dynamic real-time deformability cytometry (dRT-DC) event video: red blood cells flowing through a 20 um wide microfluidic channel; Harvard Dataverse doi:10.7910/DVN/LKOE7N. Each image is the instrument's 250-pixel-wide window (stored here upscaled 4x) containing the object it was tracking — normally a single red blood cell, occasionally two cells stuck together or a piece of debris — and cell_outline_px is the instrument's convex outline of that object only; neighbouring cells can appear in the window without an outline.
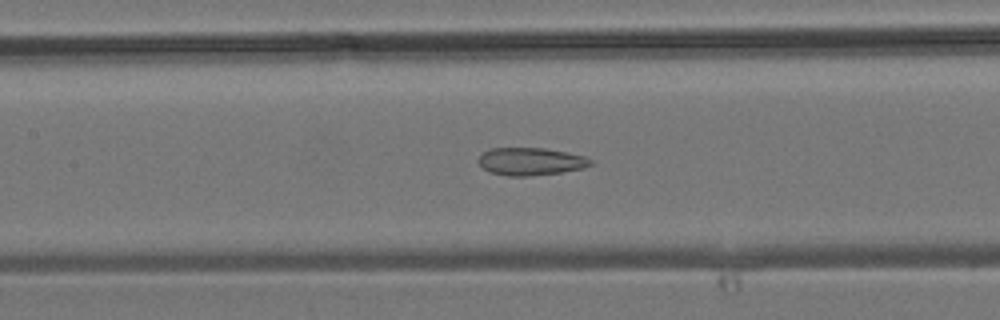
{"species": "common noctule bat (a hibernating species)", "species_latin": "Nyctalus noctula", "temperature_condition": "room temperature", "stored_images_in_passage": 34, "camera_frame_rate_fps": 3000, "um_per_image_px": 0.085, "animal": {"sex": "male", "body_mass_g": 19.2, "forearm_length_mm": 51.8}, "frame": {"image": 1, "passage_image": 9, "time_ms": 2.667, "image_size_px": [1000, 320], "cell_outline_px": [[596, 164], [584, 168], [560, 172], [528, 176], [508, 176], [492, 172], [484, 168], [476, 160], [484, 152], [492, 148], [544, 148], [568, 152], [584, 156], [592, 160]], "centroid_in_image_um": [45.16, 13.72], "position_along_channel_um": 162.2, "area_um2": 18.03}}
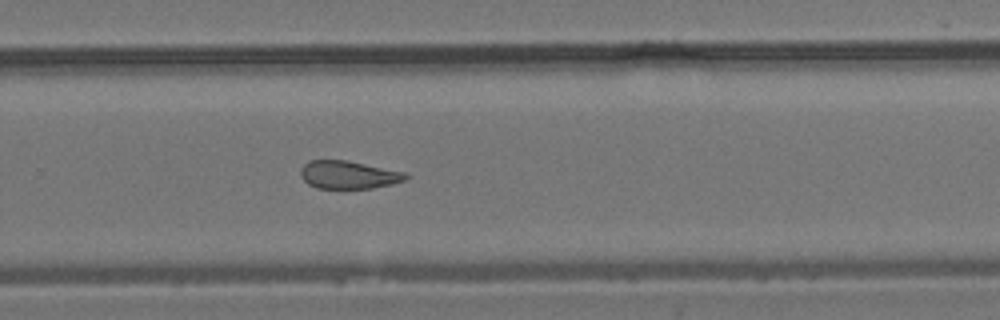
{"frame": {"image": 2, "passage_image": 18, "time_ms": 5.667, "image_size_px": [1000, 320], "cell_outline_px": [[408, 176], [404, 180], [392, 184], [372, 188], [316, 188], [308, 184], [300, 176], [300, 168], [308, 160], [348, 160], [404, 172]], "centroid_in_image_um": [29.57, 14.85], "position_along_channel_um": 300.2, "area_um2": 17.11}}
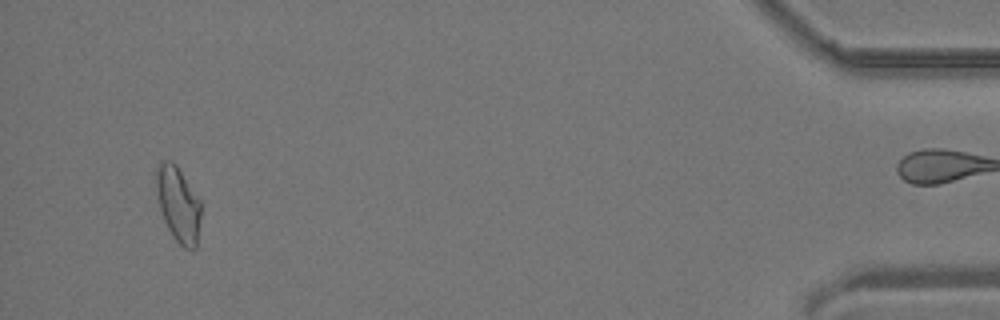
{"frame": {"image": 3, "passage_image": 31, "time_ms": 10.0, "image_size_px": [1000, 320], "cell_outline_px": [[200, 216], [196, 248], [184, 248], [172, 236], [164, 220], [160, 208], [156, 192], [152, 172], [160, 160], [172, 160], [176, 164], [200, 200]], "centroid_in_image_um": [15.09, 17.27], "position_along_channel_um": 420.1, "area_um2": 19.88}}